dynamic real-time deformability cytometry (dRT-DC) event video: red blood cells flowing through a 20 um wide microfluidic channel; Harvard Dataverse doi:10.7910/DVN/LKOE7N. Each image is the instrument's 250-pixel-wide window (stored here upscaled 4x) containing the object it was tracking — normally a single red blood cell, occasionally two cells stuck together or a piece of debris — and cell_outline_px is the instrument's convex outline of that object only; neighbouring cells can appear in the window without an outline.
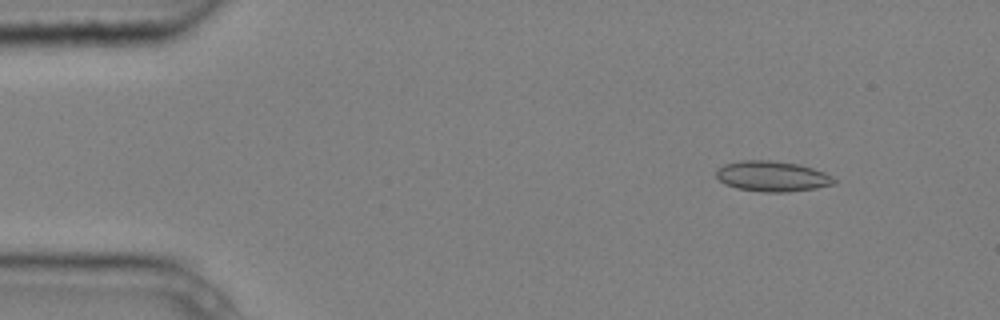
{"species": "common noctule bat (a hibernating species)", "species_latin": "Nyctalus noctula", "temperature_condition": "cold", "stored_images_in_passage": 7, "camera_frame_rate_fps": 3000, "um_per_image_px": 0.085, "animal": {"sex": "male", "body_mass_g": 20.4}, "frame": {"image": 1, "passage_image": 2, "time_ms": 0.333, "image_size_px": [1000, 320], "cell_outline_px": [[836, 184], [816, 188], [788, 192], [764, 192], [736, 188], [724, 184], [716, 176], [716, 168], [724, 164], [740, 160], [768, 160], [796, 164], [812, 168], [824, 172], [832, 176], [836, 180]], "centroid_in_image_um": [65.62, 14.99], "position_along_channel_um": 19.4, "area_um2": 20.98}}
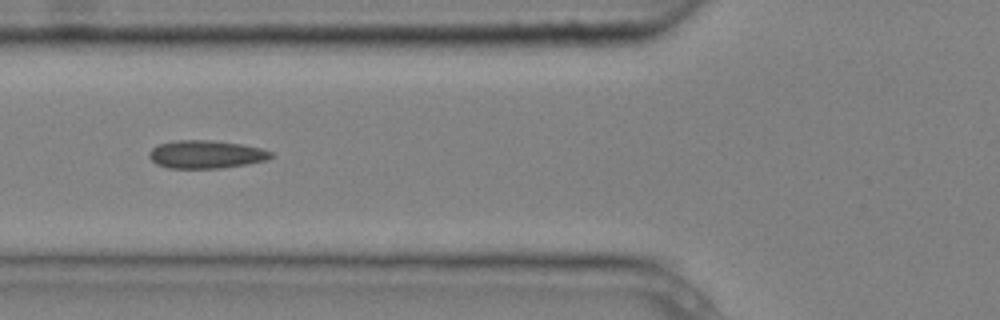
{"frame": {"image": 2, "passage_image": 6, "time_ms": 1.667, "image_size_px": [1000, 320], "cell_outline_px": [[272, 156], [268, 160], [220, 168], [168, 168], [156, 164], [148, 156], [148, 152], [152, 148], [160, 144], [176, 140], [212, 140], [240, 144], [260, 148], [272, 152]], "centroid_in_image_um": [17.48, 13.12], "position_along_channel_um": 108.3, "area_um2": 19.77}}
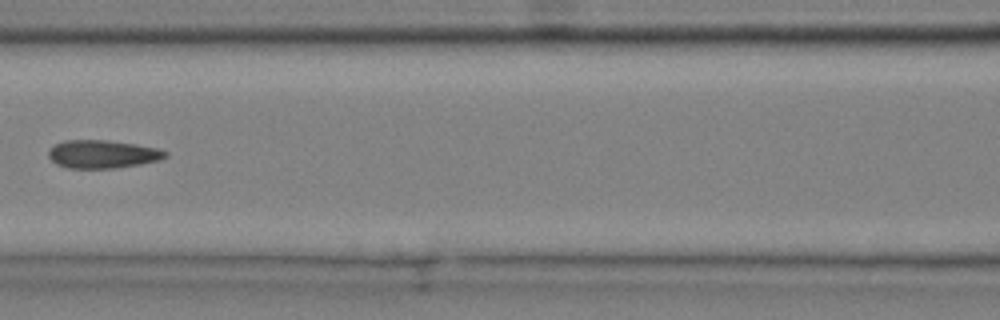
{"frame": {"image": 3, "passage_image": 7, "time_ms": 2.0, "image_size_px": [1000, 320], "cell_outline_px": [[168, 156], [160, 160], [140, 164], [116, 168], [68, 168], [56, 164], [48, 156], [48, 148], [64, 140], [108, 140], [136, 144], [160, 148], [168, 152]], "centroid_in_image_um": [8.73, 13.1], "position_along_channel_um": 157.9, "area_um2": 19.36}}